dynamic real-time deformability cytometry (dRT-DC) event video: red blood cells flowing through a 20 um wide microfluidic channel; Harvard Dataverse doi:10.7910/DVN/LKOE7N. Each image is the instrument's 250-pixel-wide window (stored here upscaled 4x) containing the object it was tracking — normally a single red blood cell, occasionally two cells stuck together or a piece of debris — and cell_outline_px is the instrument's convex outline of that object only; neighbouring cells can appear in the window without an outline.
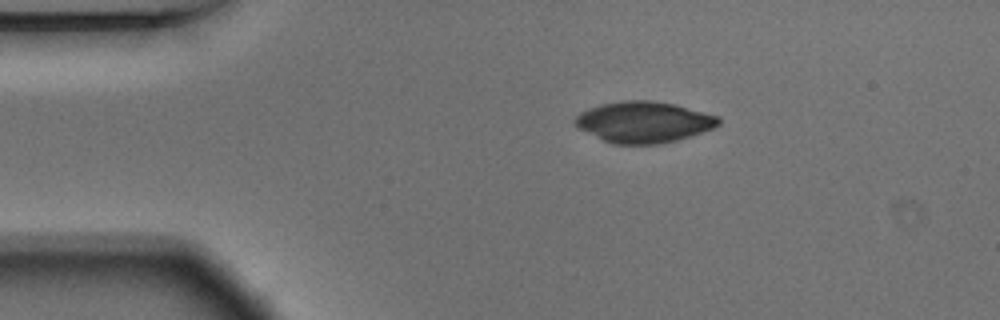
{"species": "Egyptian fruit bat (a non-hibernating species)", "species_latin": "Rousettus aegyptiacus", "temperature_condition": "warm", "stored_images_in_passage": 37, "camera_frame_rate_fps": 3000, "um_per_image_px": 0.085, "animal": {"sex": "male"}, "frame": {"image": 1, "passage_image": 1, "time_ms": 0.0, "image_size_px": [1000, 320], "cell_outline_px": [[720, 124], [712, 128], [676, 140], [660, 144], [612, 144], [572, 124], [572, 120], [580, 112], [588, 108], [600, 104], [624, 100], [652, 100], [676, 104], [720, 116]], "centroid_in_image_um": [54.71, 10.35], "position_along_channel_um": 30.3, "area_um2": 34.39}}
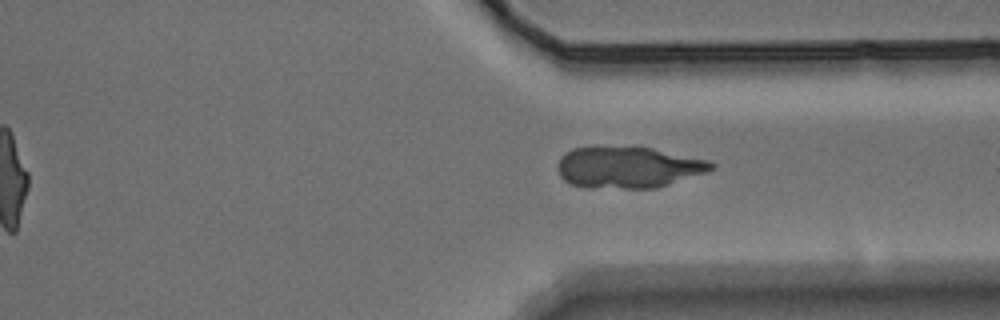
{"frame": {"image": 2, "passage_image": 31, "time_ms": 10.0, "image_size_px": [1000, 320], "cell_outline_px": [[716, 164], [712, 168], [704, 172], [656, 188], [584, 188], [568, 184], [560, 176], [556, 168], [560, 156], [564, 152], [572, 148], [652, 148], [708, 160]], "centroid_in_image_um": [53.31, 14.24], "position_along_channel_um": 358.1, "area_um2": 36.7}}
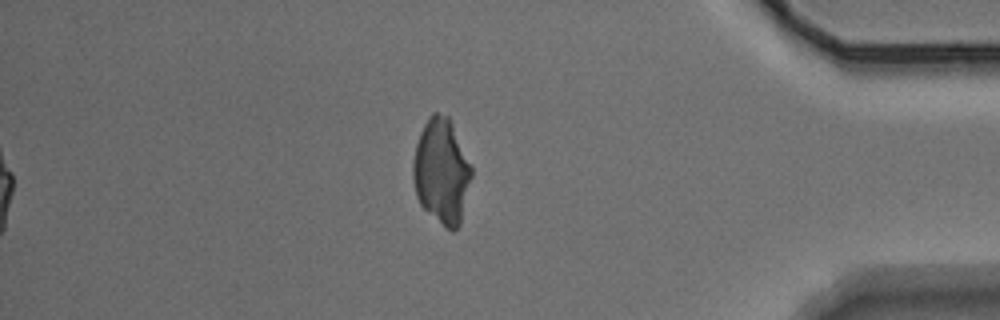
{"frame": {"image": 3, "passage_image": 37, "time_ms": 12.0, "image_size_px": [1000, 320], "cell_outline_px": [[472, 176], [460, 224], [452, 232], [428, 212], [420, 204], [416, 196], [412, 180], [412, 160], [416, 144], [420, 132], [428, 116], [432, 112], [436, 112], [448, 116], [452, 124], [472, 168]], "centroid_in_image_um": [37.51, 14.55], "position_along_channel_um": 397.7, "area_um2": 35.72}}